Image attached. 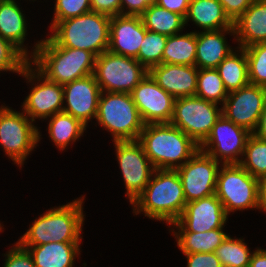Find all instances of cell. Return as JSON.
Here are the masks:
<instances>
[{
    "label": "cell",
    "mask_w": 266,
    "mask_h": 267,
    "mask_svg": "<svg viewBox=\"0 0 266 267\" xmlns=\"http://www.w3.org/2000/svg\"><path fill=\"white\" fill-rule=\"evenodd\" d=\"M153 174L154 179L151 176L145 189L131 205L136 215L143 212L151 219L170 225L180 217L187 203L182 182L176 170L155 169Z\"/></svg>",
    "instance_id": "obj_1"
},
{
    "label": "cell",
    "mask_w": 266,
    "mask_h": 267,
    "mask_svg": "<svg viewBox=\"0 0 266 267\" xmlns=\"http://www.w3.org/2000/svg\"><path fill=\"white\" fill-rule=\"evenodd\" d=\"M32 54L29 60H33L35 68L60 85L94 74L96 56L93 53L58 46L50 38L38 41Z\"/></svg>",
    "instance_id": "obj_2"
},
{
    "label": "cell",
    "mask_w": 266,
    "mask_h": 267,
    "mask_svg": "<svg viewBox=\"0 0 266 267\" xmlns=\"http://www.w3.org/2000/svg\"><path fill=\"white\" fill-rule=\"evenodd\" d=\"M138 141L155 169L175 170L199 150V145L171 123L145 124Z\"/></svg>",
    "instance_id": "obj_3"
},
{
    "label": "cell",
    "mask_w": 266,
    "mask_h": 267,
    "mask_svg": "<svg viewBox=\"0 0 266 267\" xmlns=\"http://www.w3.org/2000/svg\"><path fill=\"white\" fill-rule=\"evenodd\" d=\"M83 200L84 197L48 210L33 222L17 243L30 247L50 242H81Z\"/></svg>",
    "instance_id": "obj_4"
},
{
    "label": "cell",
    "mask_w": 266,
    "mask_h": 267,
    "mask_svg": "<svg viewBox=\"0 0 266 267\" xmlns=\"http://www.w3.org/2000/svg\"><path fill=\"white\" fill-rule=\"evenodd\" d=\"M110 20V16L90 11L59 21L49 38L58 46L90 51L97 57L108 51Z\"/></svg>",
    "instance_id": "obj_5"
},
{
    "label": "cell",
    "mask_w": 266,
    "mask_h": 267,
    "mask_svg": "<svg viewBox=\"0 0 266 267\" xmlns=\"http://www.w3.org/2000/svg\"><path fill=\"white\" fill-rule=\"evenodd\" d=\"M96 120L113 141L138 140L144 123L129 93L101 92Z\"/></svg>",
    "instance_id": "obj_6"
},
{
    "label": "cell",
    "mask_w": 266,
    "mask_h": 267,
    "mask_svg": "<svg viewBox=\"0 0 266 267\" xmlns=\"http://www.w3.org/2000/svg\"><path fill=\"white\" fill-rule=\"evenodd\" d=\"M217 175L216 196L226 214L236 210L258 209V179L240 164H221Z\"/></svg>",
    "instance_id": "obj_7"
},
{
    "label": "cell",
    "mask_w": 266,
    "mask_h": 267,
    "mask_svg": "<svg viewBox=\"0 0 266 267\" xmlns=\"http://www.w3.org/2000/svg\"><path fill=\"white\" fill-rule=\"evenodd\" d=\"M148 73L135 58L105 51L95 59L94 76L101 92L131 93Z\"/></svg>",
    "instance_id": "obj_8"
},
{
    "label": "cell",
    "mask_w": 266,
    "mask_h": 267,
    "mask_svg": "<svg viewBox=\"0 0 266 267\" xmlns=\"http://www.w3.org/2000/svg\"><path fill=\"white\" fill-rule=\"evenodd\" d=\"M222 109L217 103L196 95L175 99L171 124L187 134L197 145H201L210 134Z\"/></svg>",
    "instance_id": "obj_9"
},
{
    "label": "cell",
    "mask_w": 266,
    "mask_h": 267,
    "mask_svg": "<svg viewBox=\"0 0 266 267\" xmlns=\"http://www.w3.org/2000/svg\"><path fill=\"white\" fill-rule=\"evenodd\" d=\"M24 112H17L10 108H0V145L5 154L15 162L23 165L26 157L40 141L39 129L32 124Z\"/></svg>",
    "instance_id": "obj_10"
},
{
    "label": "cell",
    "mask_w": 266,
    "mask_h": 267,
    "mask_svg": "<svg viewBox=\"0 0 266 267\" xmlns=\"http://www.w3.org/2000/svg\"><path fill=\"white\" fill-rule=\"evenodd\" d=\"M251 134L249 130L236 125L222 114L199 149L209 154L217 162L224 160L221 163L239 164L241 158L244 159L243 153ZM240 155L242 157L239 159Z\"/></svg>",
    "instance_id": "obj_11"
},
{
    "label": "cell",
    "mask_w": 266,
    "mask_h": 267,
    "mask_svg": "<svg viewBox=\"0 0 266 267\" xmlns=\"http://www.w3.org/2000/svg\"><path fill=\"white\" fill-rule=\"evenodd\" d=\"M114 145L126 195L132 204L147 186L155 168L138 140L114 141Z\"/></svg>",
    "instance_id": "obj_12"
},
{
    "label": "cell",
    "mask_w": 266,
    "mask_h": 267,
    "mask_svg": "<svg viewBox=\"0 0 266 267\" xmlns=\"http://www.w3.org/2000/svg\"><path fill=\"white\" fill-rule=\"evenodd\" d=\"M219 162L198 150L187 162L175 169L184 190L186 202L215 194Z\"/></svg>",
    "instance_id": "obj_13"
},
{
    "label": "cell",
    "mask_w": 266,
    "mask_h": 267,
    "mask_svg": "<svg viewBox=\"0 0 266 267\" xmlns=\"http://www.w3.org/2000/svg\"><path fill=\"white\" fill-rule=\"evenodd\" d=\"M35 69V71H34ZM32 68L31 61L24 67L21 76L28 82H34L35 86L23 102V112L34 122L36 118L46 119L63 110V85L48 80L36 68Z\"/></svg>",
    "instance_id": "obj_14"
},
{
    "label": "cell",
    "mask_w": 266,
    "mask_h": 267,
    "mask_svg": "<svg viewBox=\"0 0 266 267\" xmlns=\"http://www.w3.org/2000/svg\"><path fill=\"white\" fill-rule=\"evenodd\" d=\"M265 103L266 88L249 83L245 87L228 93L221 107L222 114L236 125L253 133Z\"/></svg>",
    "instance_id": "obj_15"
},
{
    "label": "cell",
    "mask_w": 266,
    "mask_h": 267,
    "mask_svg": "<svg viewBox=\"0 0 266 267\" xmlns=\"http://www.w3.org/2000/svg\"><path fill=\"white\" fill-rule=\"evenodd\" d=\"M130 94L144 124L171 122L175 98L160 87L149 73Z\"/></svg>",
    "instance_id": "obj_16"
},
{
    "label": "cell",
    "mask_w": 266,
    "mask_h": 267,
    "mask_svg": "<svg viewBox=\"0 0 266 267\" xmlns=\"http://www.w3.org/2000/svg\"><path fill=\"white\" fill-rule=\"evenodd\" d=\"M228 215L216 194L186 203L183 213L170 225L178 232H206L223 228Z\"/></svg>",
    "instance_id": "obj_17"
},
{
    "label": "cell",
    "mask_w": 266,
    "mask_h": 267,
    "mask_svg": "<svg viewBox=\"0 0 266 267\" xmlns=\"http://www.w3.org/2000/svg\"><path fill=\"white\" fill-rule=\"evenodd\" d=\"M100 94L94 74L67 83L63 85V101L67 106L63 105L62 112L87 126L89 120L96 119Z\"/></svg>",
    "instance_id": "obj_18"
},
{
    "label": "cell",
    "mask_w": 266,
    "mask_h": 267,
    "mask_svg": "<svg viewBox=\"0 0 266 267\" xmlns=\"http://www.w3.org/2000/svg\"><path fill=\"white\" fill-rule=\"evenodd\" d=\"M145 28L139 15H116L110 20L108 51L136 58L145 37Z\"/></svg>",
    "instance_id": "obj_19"
},
{
    "label": "cell",
    "mask_w": 266,
    "mask_h": 267,
    "mask_svg": "<svg viewBox=\"0 0 266 267\" xmlns=\"http://www.w3.org/2000/svg\"><path fill=\"white\" fill-rule=\"evenodd\" d=\"M199 68L195 66L161 63L148 73L167 93L175 99L196 95Z\"/></svg>",
    "instance_id": "obj_20"
},
{
    "label": "cell",
    "mask_w": 266,
    "mask_h": 267,
    "mask_svg": "<svg viewBox=\"0 0 266 267\" xmlns=\"http://www.w3.org/2000/svg\"><path fill=\"white\" fill-rule=\"evenodd\" d=\"M233 27L241 48L266 42V0L254 1L233 22Z\"/></svg>",
    "instance_id": "obj_21"
},
{
    "label": "cell",
    "mask_w": 266,
    "mask_h": 267,
    "mask_svg": "<svg viewBox=\"0 0 266 267\" xmlns=\"http://www.w3.org/2000/svg\"><path fill=\"white\" fill-rule=\"evenodd\" d=\"M224 33H231L235 37L234 28L197 33L195 65L199 69L216 68L233 51Z\"/></svg>",
    "instance_id": "obj_22"
},
{
    "label": "cell",
    "mask_w": 266,
    "mask_h": 267,
    "mask_svg": "<svg viewBox=\"0 0 266 267\" xmlns=\"http://www.w3.org/2000/svg\"><path fill=\"white\" fill-rule=\"evenodd\" d=\"M80 242H50L23 247L31 254L36 267H73L80 253Z\"/></svg>",
    "instance_id": "obj_23"
},
{
    "label": "cell",
    "mask_w": 266,
    "mask_h": 267,
    "mask_svg": "<svg viewBox=\"0 0 266 267\" xmlns=\"http://www.w3.org/2000/svg\"><path fill=\"white\" fill-rule=\"evenodd\" d=\"M192 20L203 31H217L234 28L233 22L225 14L218 0H190L185 16V24Z\"/></svg>",
    "instance_id": "obj_24"
},
{
    "label": "cell",
    "mask_w": 266,
    "mask_h": 267,
    "mask_svg": "<svg viewBox=\"0 0 266 267\" xmlns=\"http://www.w3.org/2000/svg\"><path fill=\"white\" fill-rule=\"evenodd\" d=\"M26 20L15 0H0V36L11 42L27 58L23 43L27 33Z\"/></svg>",
    "instance_id": "obj_25"
},
{
    "label": "cell",
    "mask_w": 266,
    "mask_h": 267,
    "mask_svg": "<svg viewBox=\"0 0 266 267\" xmlns=\"http://www.w3.org/2000/svg\"><path fill=\"white\" fill-rule=\"evenodd\" d=\"M197 32L175 34L167 38L162 63L195 66Z\"/></svg>",
    "instance_id": "obj_26"
},
{
    "label": "cell",
    "mask_w": 266,
    "mask_h": 267,
    "mask_svg": "<svg viewBox=\"0 0 266 267\" xmlns=\"http://www.w3.org/2000/svg\"><path fill=\"white\" fill-rule=\"evenodd\" d=\"M240 55L231 52L217 67L225 89L229 92L249 84L248 61L244 48L238 47Z\"/></svg>",
    "instance_id": "obj_27"
},
{
    "label": "cell",
    "mask_w": 266,
    "mask_h": 267,
    "mask_svg": "<svg viewBox=\"0 0 266 267\" xmlns=\"http://www.w3.org/2000/svg\"><path fill=\"white\" fill-rule=\"evenodd\" d=\"M178 247L183 254L215 252L217 247L228 237L223 228L206 232H174Z\"/></svg>",
    "instance_id": "obj_28"
},
{
    "label": "cell",
    "mask_w": 266,
    "mask_h": 267,
    "mask_svg": "<svg viewBox=\"0 0 266 267\" xmlns=\"http://www.w3.org/2000/svg\"><path fill=\"white\" fill-rule=\"evenodd\" d=\"M140 16L148 31L168 37L178 34L185 26V18L182 15L168 11L157 4L149 6Z\"/></svg>",
    "instance_id": "obj_29"
},
{
    "label": "cell",
    "mask_w": 266,
    "mask_h": 267,
    "mask_svg": "<svg viewBox=\"0 0 266 267\" xmlns=\"http://www.w3.org/2000/svg\"><path fill=\"white\" fill-rule=\"evenodd\" d=\"M86 127L72 115L60 112L51 116L48 123V133L55 145L64 150L69 143L75 142L83 135Z\"/></svg>",
    "instance_id": "obj_30"
},
{
    "label": "cell",
    "mask_w": 266,
    "mask_h": 267,
    "mask_svg": "<svg viewBox=\"0 0 266 267\" xmlns=\"http://www.w3.org/2000/svg\"><path fill=\"white\" fill-rule=\"evenodd\" d=\"M196 96L217 104L219 102L224 104L228 91L216 68L198 70Z\"/></svg>",
    "instance_id": "obj_31"
},
{
    "label": "cell",
    "mask_w": 266,
    "mask_h": 267,
    "mask_svg": "<svg viewBox=\"0 0 266 267\" xmlns=\"http://www.w3.org/2000/svg\"><path fill=\"white\" fill-rule=\"evenodd\" d=\"M243 239L228 237L217 247L215 254L222 267H249L253 253H250Z\"/></svg>",
    "instance_id": "obj_32"
},
{
    "label": "cell",
    "mask_w": 266,
    "mask_h": 267,
    "mask_svg": "<svg viewBox=\"0 0 266 267\" xmlns=\"http://www.w3.org/2000/svg\"><path fill=\"white\" fill-rule=\"evenodd\" d=\"M246 158L241 159L240 165L253 177L266 176V141L258 138L253 133L247 140L243 153Z\"/></svg>",
    "instance_id": "obj_33"
},
{
    "label": "cell",
    "mask_w": 266,
    "mask_h": 267,
    "mask_svg": "<svg viewBox=\"0 0 266 267\" xmlns=\"http://www.w3.org/2000/svg\"><path fill=\"white\" fill-rule=\"evenodd\" d=\"M167 38L168 36L147 30L135 59L148 71L161 64Z\"/></svg>",
    "instance_id": "obj_34"
},
{
    "label": "cell",
    "mask_w": 266,
    "mask_h": 267,
    "mask_svg": "<svg viewBox=\"0 0 266 267\" xmlns=\"http://www.w3.org/2000/svg\"><path fill=\"white\" fill-rule=\"evenodd\" d=\"M248 61L249 83L266 88V42L244 48Z\"/></svg>",
    "instance_id": "obj_35"
},
{
    "label": "cell",
    "mask_w": 266,
    "mask_h": 267,
    "mask_svg": "<svg viewBox=\"0 0 266 267\" xmlns=\"http://www.w3.org/2000/svg\"><path fill=\"white\" fill-rule=\"evenodd\" d=\"M30 62L18 48L0 36V71H12L20 75Z\"/></svg>",
    "instance_id": "obj_36"
},
{
    "label": "cell",
    "mask_w": 266,
    "mask_h": 267,
    "mask_svg": "<svg viewBox=\"0 0 266 267\" xmlns=\"http://www.w3.org/2000/svg\"><path fill=\"white\" fill-rule=\"evenodd\" d=\"M50 29L59 21L77 17L91 11L90 0H56Z\"/></svg>",
    "instance_id": "obj_37"
},
{
    "label": "cell",
    "mask_w": 266,
    "mask_h": 267,
    "mask_svg": "<svg viewBox=\"0 0 266 267\" xmlns=\"http://www.w3.org/2000/svg\"><path fill=\"white\" fill-rule=\"evenodd\" d=\"M5 256L4 267H36L28 250L17 242Z\"/></svg>",
    "instance_id": "obj_38"
},
{
    "label": "cell",
    "mask_w": 266,
    "mask_h": 267,
    "mask_svg": "<svg viewBox=\"0 0 266 267\" xmlns=\"http://www.w3.org/2000/svg\"><path fill=\"white\" fill-rule=\"evenodd\" d=\"M187 257V267H222L215 252L184 254Z\"/></svg>",
    "instance_id": "obj_39"
},
{
    "label": "cell",
    "mask_w": 266,
    "mask_h": 267,
    "mask_svg": "<svg viewBox=\"0 0 266 267\" xmlns=\"http://www.w3.org/2000/svg\"><path fill=\"white\" fill-rule=\"evenodd\" d=\"M224 9L225 14L234 22L243 12L256 0H218Z\"/></svg>",
    "instance_id": "obj_40"
},
{
    "label": "cell",
    "mask_w": 266,
    "mask_h": 267,
    "mask_svg": "<svg viewBox=\"0 0 266 267\" xmlns=\"http://www.w3.org/2000/svg\"><path fill=\"white\" fill-rule=\"evenodd\" d=\"M91 11L107 16H116L121 14V0H90Z\"/></svg>",
    "instance_id": "obj_41"
},
{
    "label": "cell",
    "mask_w": 266,
    "mask_h": 267,
    "mask_svg": "<svg viewBox=\"0 0 266 267\" xmlns=\"http://www.w3.org/2000/svg\"><path fill=\"white\" fill-rule=\"evenodd\" d=\"M157 1L158 0H121V14L140 16L149 6L156 5ZM125 8L128 10L124 11Z\"/></svg>",
    "instance_id": "obj_42"
},
{
    "label": "cell",
    "mask_w": 266,
    "mask_h": 267,
    "mask_svg": "<svg viewBox=\"0 0 266 267\" xmlns=\"http://www.w3.org/2000/svg\"><path fill=\"white\" fill-rule=\"evenodd\" d=\"M190 0H158L157 5L168 11L178 13L184 18L188 11Z\"/></svg>",
    "instance_id": "obj_43"
},
{
    "label": "cell",
    "mask_w": 266,
    "mask_h": 267,
    "mask_svg": "<svg viewBox=\"0 0 266 267\" xmlns=\"http://www.w3.org/2000/svg\"><path fill=\"white\" fill-rule=\"evenodd\" d=\"M258 209L266 212V176L258 178Z\"/></svg>",
    "instance_id": "obj_44"
},
{
    "label": "cell",
    "mask_w": 266,
    "mask_h": 267,
    "mask_svg": "<svg viewBox=\"0 0 266 267\" xmlns=\"http://www.w3.org/2000/svg\"><path fill=\"white\" fill-rule=\"evenodd\" d=\"M249 267H266V250L257 249L253 252Z\"/></svg>",
    "instance_id": "obj_45"
},
{
    "label": "cell",
    "mask_w": 266,
    "mask_h": 267,
    "mask_svg": "<svg viewBox=\"0 0 266 267\" xmlns=\"http://www.w3.org/2000/svg\"><path fill=\"white\" fill-rule=\"evenodd\" d=\"M253 134L258 138L266 141V103Z\"/></svg>",
    "instance_id": "obj_46"
}]
</instances>
